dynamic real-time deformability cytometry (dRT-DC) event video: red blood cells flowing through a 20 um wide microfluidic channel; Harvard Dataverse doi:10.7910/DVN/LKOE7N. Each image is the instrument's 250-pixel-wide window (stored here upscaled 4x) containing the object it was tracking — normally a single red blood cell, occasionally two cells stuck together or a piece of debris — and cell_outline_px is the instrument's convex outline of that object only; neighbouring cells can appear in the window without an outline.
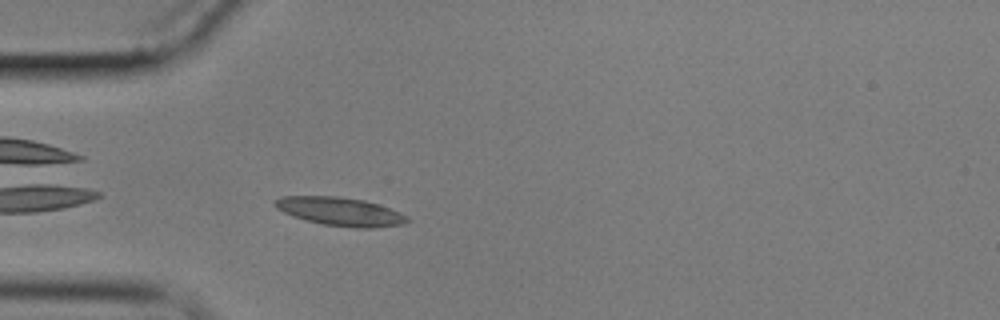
{"species": "common noctule bat (a hibernating species)", "species_latin": "Nyctalus noctula", "temperature_condition": "cold", "stored_images_in_passage": 35, "camera_frame_rate_fps": 3000, "um_per_image_px": 0.085, "animal": {"sex": "male", "body_mass_g": 17.9}, "frame": {"image": 1, "passage_image": 4, "time_ms": 1.0, "image_size_px": [1000, 320], "cell_outline_px": [[412, 220], [404, 224], [372, 228], [356, 228], [324, 224], [292, 216], [276, 208], [272, 204], [272, 200], [280, 196], [340, 196], [364, 200], [400, 212], [408, 216]], "centroid_in_image_um": [28.91, 17.97], "position_along_channel_um": 56.1, "area_um2": 22.02}}
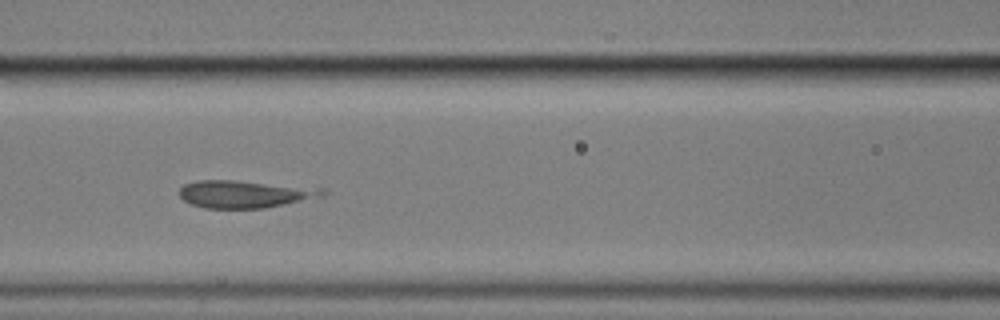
{"frame": {"image": 2, "passage_image": 13, "time_ms": 4.0, "image_size_px": [1000, 320], "cell_outline_px": [[328, 192], [324, 196], [264, 208], [204, 208], [192, 204], [184, 200], [180, 196], [180, 188], [184, 184], [196, 180], [236, 180], [328, 188]], "centroid_in_image_um": [20.87, 16.48], "position_along_channel_um": 145.7, "area_um2": 23.12}}
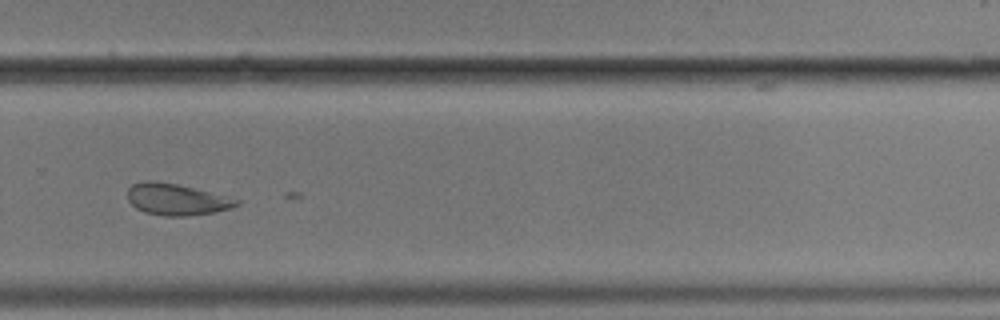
{"frame": {"image": 3, "passage_image": 28, "time_ms": 9.0, "image_size_px": [1000, 320], "cell_outline_px": [[240, 204], [232, 208], [216, 212], [188, 216], [164, 216], [144, 212], [136, 208], [128, 200], [128, 188], [132, 184], [144, 180], [152, 180], [176, 184], [228, 196], [240, 200]], "centroid_in_image_um": [15.01, 16.95], "position_along_channel_um": 314.8, "area_um2": 20.11}}